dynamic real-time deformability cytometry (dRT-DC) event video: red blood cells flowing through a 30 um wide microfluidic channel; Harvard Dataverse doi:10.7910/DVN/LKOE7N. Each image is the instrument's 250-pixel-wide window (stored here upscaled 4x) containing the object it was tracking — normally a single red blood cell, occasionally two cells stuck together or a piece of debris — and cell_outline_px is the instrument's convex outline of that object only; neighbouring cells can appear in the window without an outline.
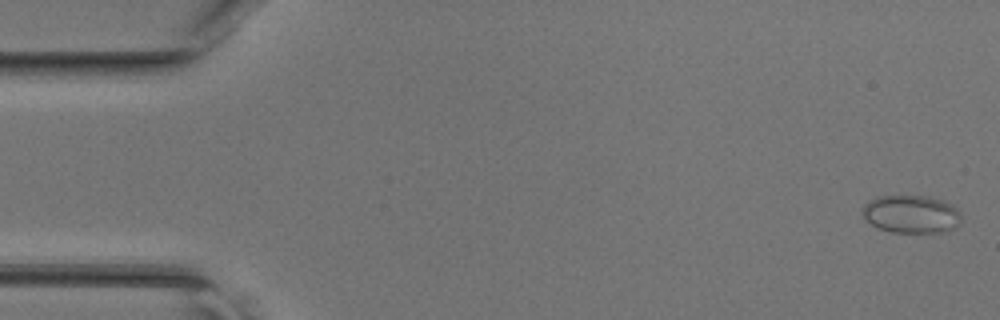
{"species": "common noctule bat (a hibernating species)", "species_latin": "Nyctalus noctula", "temperature_condition": "room temperature", "stored_images_in_passage": 46, "camera_frame_rate_fps": 3000, "um_per_image_px": 0.085, "animal": {"sex": "female", "body_mass_g": 17.0, "forearm_length_mm": 48.0}, "frame": {"image": 1, "passage_image": 1, "time_ms": 0.0, "image_size_px": [1000, 320], "cell_outline_px": [[960, 224], [956, 228], [944, 232], [892, 232], [880, 228], [872, 224], [860, 212], [864, 204], [868, 200], [876, 196], [928, 196], [944, 200], [952, 204], [960, 212]], "centroid_in_image_um": [77.47, 18.19], "position_along_channel_um": 7.5, "area_um2": 22.02}}
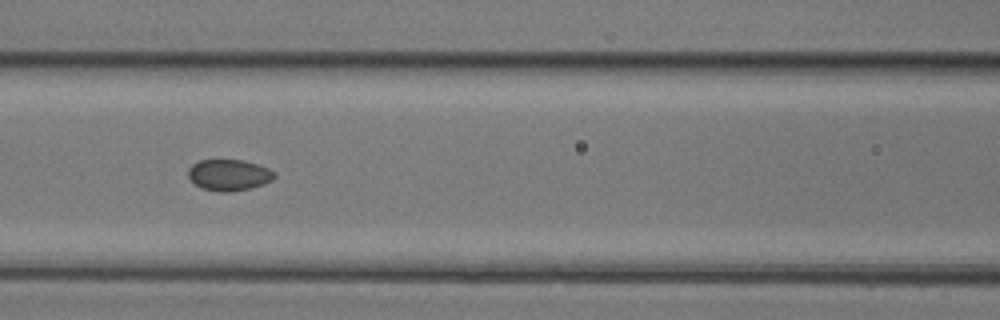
{"frame": {"image": 2, "passage_image": 20, "time_ms": 6.333, "image_size_px": [1000, 320], "cell_outline_px": [[276, 176], [272, 180], [264, 184], [252, 188], [228, 192], [220, 192], [200, 188], [188, 176], [188, 168], [192, 164], [200, 160], [244, 160], [268, 168], [276, 172]], "centroid_in_image_um": [19.47, 14.88], "position_along_channel_um": 147.1, "area_um2": 15.78}}
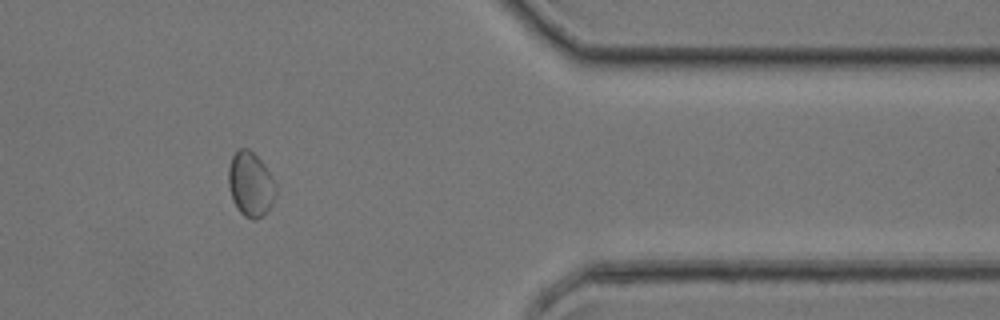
{"frame": {"image": 3, "passage_image": 38, "time_ms": 12.333, "image_size_px": [1000, 320], "cell_outline_px": [[276, 192], [272, 204], [264, 216], [256, 220], [252, 220], [244, 216], [236, 208], [232, 200], [228, 184], [228, 168], [232, 156], [240, 148], [248, 148], [260, 160], [276, 184]], "centroid_in_image_um": [21.28, 15.7], "position_along_channel_um": 390.1, "area_um2": 17.86}}